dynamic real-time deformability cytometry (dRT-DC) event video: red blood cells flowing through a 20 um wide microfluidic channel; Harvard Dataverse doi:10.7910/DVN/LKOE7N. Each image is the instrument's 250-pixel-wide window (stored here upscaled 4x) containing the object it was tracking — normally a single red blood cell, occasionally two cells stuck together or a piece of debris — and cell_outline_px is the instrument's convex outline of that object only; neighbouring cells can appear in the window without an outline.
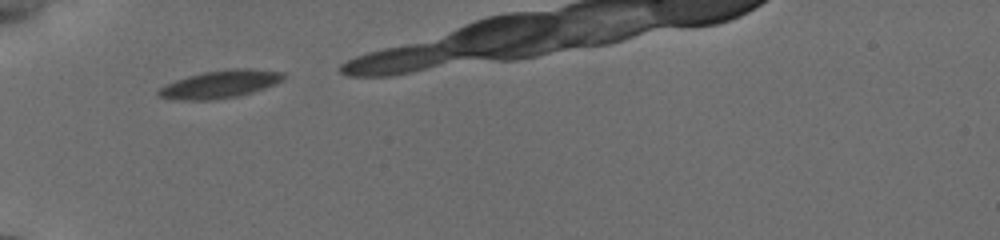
{"species": "common noctule bat (a hibernating species)", "species_latin": "Nyctalus noctula", "temperature_condition": "cold", "stored_images_in_passage": 8, "camera_frame_rate_fps": 3000, "um_per_image_px": 0.085, "animal": {"sex": "female", "body_mass_g": 19.5, "forearm_length_mm": 54.1}, "frame": {"image": 1, "passage_image": 1, "time_ms": 0.0, "image_size_px": [1000, 240], "cell_outline_px": [[284, 76], [276, 84], [252, 92], [236, 96], [212, 100], [172, 100], [160, 96], [156, 92], [164, 84], [188, 76], [204, 72], [232, 68], [252, 68], [284, 72]], "centroid_in_image_um": [18.68, 7.15], "position_along_channel_um": 66.3, "area_um2": 20.17}}